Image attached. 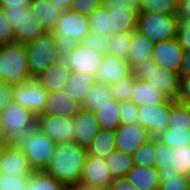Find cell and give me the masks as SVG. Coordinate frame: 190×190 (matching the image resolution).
<instances>
[{
    "instance_id": "obj_1",
    "label": "cell",
    "mask_w": 190,
    "mask_h": 190,
    "mask_svg": "<svg viewBox=\"0 0 190 190\" xmlns=\"http://www.w3.org/2000/svg\"><path fill=\"white\" fill-rule=\"evenodd\" d=\"M87 155L86 148L77 142L59 143L44 171L68 188L80 182Z\"/></svg>"
},
{
    "instance_id": "obj_2",
    "label": "cell",
    "mask_w": 190,
    "mask_h": 190,
    "mask_svg": "<svg viewBox=\"0 0 190 190\" xmlns=\"http://www.w3.org/2000/svg\"><path fill=\"white\" fill-rule=\"evenodd\" d=\"M7 145L22 150L33 171H44L54 154L57 144L43 134L36 123L28 130L13 134L7 141Z\"/></svg>"
},
{
    "instance_id": "obj_3",
    "label": "cell",
    "mask_w": 190,
    "mask_h": 190,
    "mask_svg": "<svg viewBox=\"0 0 190 190\" xmlns=\"http://www.w3.org/2000/svg\"><path fill=\"white\" fill-rule=\"evenodd\" d=\"M28 63L26 44L0 45V81L13 85L30 79Z\"/></svg>"
},
{
    "instance_id": "obj_4",
    "label": "cell",
    "mask_w": 190,
    "mask_h": 190,
    "mask_svg": "<svg viewBox=\"0 0 190 190\" xmlns=\"http://www.w3.org/2000/svg\"><path fill=\"white\" fill-rule=\"evenodd\" d=\"M131 69L136 79L144 80L155 89L160 90L168 98L176 100L180 84L178 72L163 69L156 65L152 59L146 60L143 63H137Z\"/></svg>"
},
{
    "instance_id": "obj_5",
    "label": "cell",
    "mask_w": 190,
    "mask_h": 190,
    "mask_svg": "<svg viewBox=\"0 0 190 190\" xmlns=\"http://www.w3.org/2000/svg\"><path fill=\"white\" fill-rule=\"evenodd\" d=\"M179 24L177 15L138 13L136 30L156 44L177 38Z\"/></svg>"
},
{
    "instance_id": "obj_6",
    "label": "cell",
    "mask_w": 190,
    "mask_h": 190,
    "mask_svg": "<svg viewBox=\"0 0 190 190\" xmlns=\"http://www.w3.org/2000/svg\"><path fill=\"white\" fill-rule=\"evenodd\" d=\"M26 50L31 78H36L51 64L60 59L55 38L51 32H46L37 40L26 44Z\"/></svg>"
},
{
    "instance_id": "obj_7",
    "label": "cell",
    "mask_w": 190,
    "mask_h": 190,
    "mask_svg": "<svg viewBox=\"0 0 190 190\" xmlns=\"http://www.w3.org/2000/svg\"><path fill=\"white\" fill-rule=\"evenodd\" d=\"M3 10L7 20L13 26L14 42L28 44L47 32L29 7Z\"/></svg>"
},
{
    "instance_id": "obj_8",
    "label": "cell",
    "mask_w": 190,
    "mask_h": 190,
    "mask_svg": "<svg viewBox=\"0 0 190 190\" xmlns=\"http://www.w3.org/2000/svg\"><path fill=\"white\" fill-rule=\"evenodd\" d=\"M102 5L108 9L112 34L136 30L138 6L132 0H102Z\"/></svg>"
},
{
    "instance_id": "obj_9",
    "label": "cell",
    "mask_w": 190,
    "mask_h": 190,
    "mask_svg": "<svg viewBox=\"0 0 190 190\" xmlns=\"http://www.w3.org/2000/svg\"><path fill=\"white\" fill-rule=\"evenodd\" d=\"M12 94L14 101L27 108L36 116L42 113L49 95L48 91L36 78L13 84Z\"/></svg>"
},
{
    "instance_id": "obj_10",
    "label": "cell",
    "mask_w": 190,
    "mask_h": 190,
    "mask_svg": "<svg viewBox=\"0 0 190 190\" xmlns=\"http://www.w3.org/2000/svg\"><path fill=\"white\" fill-rule=\"evenodd\" d=\"M0 122L8 141L13 134L32 128L37 123V116L12 100L0 112Z\"/></svg>"
},
{
    "instance_id": "obj_11",
    "label": "cell",
    "mask_w": 190,
    "mask_h": 190,
    "mask_svg": "<svg viewBox=\"0 0 190 190\" xmlns=\"http://www.w3.org/2000/svg\"><path fill=\"white\" fill-rule=\"evenodd\" d=\"M174 102L175 100L168 98L165 102L138 107V123L153 137L158 136L168 127L170 106Z\"/></svg>"
},
{
    "instance_id": "obj_12",
    "label": "cell",
    "mask_w": 190,
    "mask_h": 190,
    "mask_svg": "<svg viewBox=\"0 0 190 190\" xmlns=\"http://www.w3.org/2000/svg\"><path fill=\"white\" fill-rule=\"evenodd\" d=\"M90 25L88 16L81 15L71 9L63 11L51 32L53 35H61L81 43L89 34Z\"/></svg>"
},
{
    "instance_id": "obj_13",
    "label": "cell",
    "mask_w": 190,
    "mask_h": 190,
    "mask_svg": "<svg viewBox=\"0 0 190 190\" xmlns=\"http://www.w3.org/2000/svg\"><path fill=\"white\" fill-rule=\"evenodd\" d=\"M114 133L116 150L130 155L153 137L139 123L121 124Z\"/></svg>"
},
{
    "instance_id": "obj_14",
    "label": "cell",
    "mask_w": 190,
    "mask_h": 190,
    "mask_svg": "<svg viewBox=\"0 0 190 190\" xmlns=\"http://www.w3.org/2000/svg\"><path fill=\"white\" fill-rule=\"evenodd\" d=\"M105 54L95 52L82 43L63 60L71 71L88 73L96 76Z\"/></svg>"
},
{
    "instance_id": "obj_15",
    "label": "cell",
    "mask_w": 190,
    "mask_h": 190,
    "mask_svg": "<svg viewBox=\"0 0 190 190\" xmlns=\"http://www.w3.org/2000/svg\"><path fill=\"white\" fill-rule=\"evenodd\" d=\"M184 49L178 38L156 43L153 49L152 61L163 69L179 73L183 60Z\"/></svg>"
},
{
    "instance_id": "obj_16",
    "label": "cell",
    "mask_w": 190,
    "mask_h": 190,
    "mask_svg": "<svg viewBox=\"0 0 190 190\" xmlns=\"http://www.w3.org/2000/svg\"><path fill=\"white\" fill-rule=\"evenodd\" d=\"M39 130L54 143L73 142L71 118L59 116H37Z\"/></svg>"
},
{
    "instance_id": "obj_17",
    "label": "cell",
    "mask_w": 190,
    "mask_h": 190,
    "mask_svg": "<svg viewBox=\"0 0 190 190\" xmlns=\"http://www.w3.org/2000/svg\"><path fill=\"white\" fill-rule=\"evenodd\" d=\"M131 74L132 69L127 61L113 55L105 54L102 64L97 71L96 80L99 83L111 86Z\"/></svg>"
},
{
    "instance_id": "obj_18",
    "label": "cell",
    "mask_w": 190,
    "mask_h": 190,
    "mask_svg": "<svg viewBox=\"0 0 190 190\" xmlns=\"http://www.w3.org/2000/svg\"><path fill=\"white\" fill-rule=\"evenodd\" d=\"M114 177L110 173L106 160L87 155L81 173L80 182L90 187L110 185Z\"/></svg>"
},
{
    "instance_id": "obj_19",
    "label": "cell",
    "mask_w": 190,
    "mask_h": 190,
    "mask_svg": "<svg viewBox=\"0 0 190 190\" xmlns=\"http://www.w3.org/2000/svg\"><path fill=\"white\" fill-rule=\"evenodd\" d=\"M71 125H73V141L85 148L100 130L94 113L82 108L74 118H71Z\"/></svg>"
},
{
    "instance_id": "obj_20",
    "label": "cell",
    "mask_w": 190,
    "mask_h": 190,
    "mask_svg": "<svg viewBox=\"0 0 190 190\" xmlns=\"http://www.w3.org/2000/svg\"><path fill=\"white\" fill-rule=\"evenodd\" d=\"M81 105L63 91L49 93L42 113L38 116H59L74 118Z\"/></svg>"
},
{
    "instance_id": "obj_21",
    "label": "cell",
    "mask_w": 190,
    "mask_h": 190,
    "mask_svg": "<svg viewBox=\"0 0 190 190\" xmlns=\"http://www.w3.org/2000/svg\"><path fill=\"white\" fill-rule=\"evenodd\" d=\"M33 172L25 153L6 145L0 158V173L8 176H31Z\"/></svg>"
},
{
    "instance_id": "obj_22",
    "label": "cell",
    "mask_w": 190,
    "mask_h": 190,
    "mask_svg": "<svg viewBox=\"0 0 190 190\" xmlns=\"http://www.w3.org/2000/svg\"><path fill=\"white\" fill-rule=\"evenodd\" d=\"M71 69L63 59L51 64L43 73L36 77L48 93L63 91L67 85Z\"/></svg>"
},
{
    "instance_id": "obj_23",
    "label": "cell",
    "mask_w": 190,
    "mask_h": 190,
    "mask_svg": "<svg viewBox=\"0 0 190 190\" xmlns=\"http://www.w3.org/2000/svg\"><path fill=\"white\" fill-rule=\"evenodd\" d=\"M96 82V76L88 73L71 71L63 93H67L70 98L74 99L82 106L86 101L90 88Z\"/></svg>"
},
{
    "instance_id": "obj_24",
    "label": "cell",
    "mask_w": 190,
    "mask_h": 190,
    "mask_svg": "<svg viewBox=\"0 0 190 190\" xmlns=\"http://www.w3.org/2000/svg\"><path fill=\"white\" fill-rule=\"evenodd\" d=\"M136 190H159L158 169L134 165L125 176Z\"/></svg>"
},
{
    "instance_id": "obj_25",
    "label": "cell",
    "mask_w": 190,
    "mask_h": 190,
    "mask_svg": "<svg viewBox=\"0 0 190 190\" xmlns=\"http://www.w3.org/2000/svg\"><path fill=\"white\" fill-rule=\"evenodd\" d=\"M29 9L47 32L53 31L63 13L62 9L55 7L47 0H30Z\"/></svg>"
},
{
    "instance_id": "obj_26",
    "label": "cell",
    "mask_w": 190,
    "mask_h": 190,
    "mask_svg": "<svg viewBox=\"0 0 190 190\" xmlns=\"http://www.w3.org/2000/svg\"><path fill=\"white\" fill-rule=\"evenodd\" d=\"M154 43L138 30H134L130 42L127 62L131 68L137 63L152 59Z\"/></svg>"
},
{
    "instance_id": "obj_27",
    "label": "cell",
    "mask_w": 190,
    "mask_h": 190,
    "mask_svg": "<svg viewBox=\"0 0 190 190\" xmlns=\"http://www.w3.org/2000/svg\"><path fill=\"white\" fill-rule=\"evenodd\" d=\"M168 97L152 85L135 78L133 89L131 90L130 101L138 107L165 102Z\"/></svg>"
},
{
    "instance_id": "obj_28",
    "label": "cell",
    "mask_w": 190,
    "mask_h": 190,
    "mask_svg": "<svg viewBox=\"0 0 190 190\" xmlns=\"http://www.w3.org/2000/svg\"><path fill=\"white\" fill-rule=\"evenodd\" d=\"M120 102L110 98L93 111L99 128L103 130H116L120 125Z\"/></svg>"
},
{
    "instance_id": "obj_29",
    "label": "cell",
    "mask_w": 190,
    "mask_h": 190,
    "mask_svg": "<svg viewBox=\"0 0 190 190\" xmlns=\"http://www.w3.org/2000/svg\"><path fill=\"white\" fill-rule=\"evenodd\" d=\"M86 150L88 155L106 159L116 150L114 131L100 129Z\"/></svg>"
},
{
    "instance_id": "obj_30",
    "label": "cell",
    "mask_w": 190,
    "mask_h": 190,
    "mask_svg": "<svg viewBox=\"0 0 190 190\" xmlns=\"http://www.w3.org/2000/svg\"><path fill=\"white\" fill-rule=\"evenodd\" d=\"M159 190H190L188 176L180 175L175 167L158 170Z\"/></svg>"
},
{
    "instance_id": "obj_31",
    "label": "cell",
    "mask_w": 190,
    "mask_h": 190,
    "mask_svg": "<svg viewBox=\"0 0 190 190\" xmlns=\"http://www.w3.org/2000/svg\"><path fill=\"white\" fill-rule=\"evenodd\" d=\"M105 160L114 178L125 177L134 166L132 155L118 150L113 151Z\"/></svg>"
},
{
    "instance_id": "obj_32",
    "label": "cell",
    "mask_w": 190,
    "mask_h": 190,
    "mask_svg": "<svg viewBox=\"0 0 190 190\" xmlns=\"http://www.w3.org/2000/svg\"><path fill=\"white\" fill-rule=\"evenodd\" d=\"M66 188L46 171H34L26 184L25 190H66Z\"/></svg>"
},
{
    "instance_id": "obj_33",
    "label": "cell",
    "mask_w": 190,
    "mask_h": 190,
    "mask_svg": "<svg viewBox=\"0 0 190 190\" xmlns=\"http://www.w3.org/2000/svg\"><path fill=\"white\" fill-rule=\"evenodd\" d=\"M110 98H112L110 86L104 83L96 82L90 88V92L86 97V101L81 106V108L93 112Z\"/></svg>"
},
{
    "instance_id": "obj_34",
    "label": "cell",
    "mask_w": 190,
    "mask_h": 190,
    "mask_svg": "<svg viewBox=\"0 0 190 190\" xmlns=\"http://www.w3.org/2000/svg\"><path fill=\"white\" fill-rule=\"evenodd\" d=\"M138 13L177 15L176 0H142L138 5Z\"/></svg>"
},
{
    "instance_id": "obj_35",
    "label": "cell",
    "mask_w": 190,
    "mask_h": 190,
    "mask_svg": "<svg viewBox=\"0 0 190 190\" xmlns=\"http://www.w3.org/2000/svg\"><path fill=\"white\" fill-rule=\"evenodd\" d=\"M133 32L112 34L107 41L108 54L127 61Z\"/></svg>"
},
{
    "instance_id": "obj_36",
    "label": "cell",
    "mask_w": 190,
    "mask_h": 190,
    "mask_svg": "<svg viewBox=\"0 0 190 190\" xmlns=\"http://www.w3.org/2000/svg\"><path fill=\"white\" fill-rule=\"evenodd\" d=\"M156 137L172 149L190 145V128L167 127Z\"/></svg>"
},
{
    "instance_id": "obj_37",
    "label": "cell",
    "mask_w": 190,
    "mask_h": 190,
    "mask_svg": "<svg viewBox=\"0 0 190 190\" xmlns=\"http://www.w3.org/2000/svg\"><path fill=\"white\" fill-rule=\"evenodd\" d=\"M88 19L90 32L107 37L112 35L110 16L106 7L101 5L91 16L88 17Z\"/></svg>"
},
{
    "instance_id": "obj_38",
    "label": "cell",
    "mask_w": 190,
    "mask_h": 190,
    "mask_svg": "<svg viewBox=\"0 0 190 190\" xmlns=\"http://www.w3.org/2000/svg\"><path fill=\"white\" fill-rule=\"evenodd\" d=\"M168 127L190 128V105L174 102L170 106Z\"/></svg>"
},
{
    "instance_id": "obj_39",
    "label": "cell",
    "mask_w": 190,
    "mask_h": 190,
    "mask_svg": "<svg viewBox=\"0 0 190 190\" xmlns=\"http://www.w3.org/2000/svg\"><path fill=\"white\" fill-rule=\"evenodd\" d=\"M133 164L137 166L154 167L155 159V137L140 146L132 154Z\"/></svg>"
},
{
    "instance_id": "obj_40",
    "label": "cell",
    "mask_w": 190,
    "mask_h": 190,
    "mask_svg": "<svg viewBox=\"0 0 190 190\" xmlns=\"http://www.w3.org/2000/svg\"><path fill=\"white\" fill-rule=\"evenodd\" d=\"M171 165L180 175L190 177V145L176 147L171 150Z\"/></svg>"
},
{
    "instance_id": "obj_41",
    "label": "cell",
    "mask_w": 190,
    "mask_h": 190,
    "mask_svg": "<svg viewBox=\"0 0 190 190\" xmlns=\"http://www.w3.org/2000/svg\"><path fill=\"white\" fill-rule=\"evenodd\" d=\"M134 81L135 77L131 74L130 76L120 80L118 83L112 84L110 86L112 98L119 102L130 100Z\"/></svg>"
},
{
    "instance_id": "obj_42",
    "label": "cell",
    "mask_w": 190,
    "mask_h": 190,
    "mask_svg": "<svg viewBox=\"0 0 190 190\" xmlns=\"http://www.w3.org/2000/svg\"><path fill=\"white\" fill-rule=\"evenodd\" d=\"M171 150L172 148L167 146L157 137H155V167L159 170L160 168H170L171 163Z\"/></svg>"
},
{
    "instance_id": "obj_43",
    "label": "cell",
    "mask_w": 190,
    "mask_h": 190,
    "mask_svg": "<svg viewBox=\"0 0 190 190\" xmlns=\"http://www.w3.org/2000/svg\"><path fill=\"white\" fill-rule=\"evenodd\" d=\"M30 176H8L0 173V190H25Z\"/></svg>"
},
{
    "instance_id": "obj_44",
    "label": "cell",
    "mask_w": 190,
    "mask_h": 190,
    "mask_svg": "<svg viewBox=\"0 0 190 190\" xmlns=\"http://www.w3.org/2000/svg\"><path fill=\"white\" fill-rule=\"evenodd\" d=\"M107 36H100L99 34L89 32V34L82 40V44L101 54H108Z\"/></svg>"
},
{
    "instance_id": "obj_45",
    "label": "cell",
    "mask_w": 190,
    "mask_h": 190,
    "mask_svg": "<svg viewBox=\"0 0 190 190\" xmlns=\"http://www.w3.org/2000/svg\"><path fill=\"white\" fill-rule=\"evenodd\" d=\"M121 124L138 123V106L130 100L120 102Z\"/></svg>"
},
{
    "instance_id": "obj_46",
    "label": "cell",
    "mask_w": 190,
    "mask_h": 190,
    "mask_svg": "<svg viewBox=\"0 0 190 190\" xmlns=\"http://www.w3.org/2000/svg\"><path fill=\"white\" fill-rule=\"evenodd\" d=\"M102 0H73L70 9L85 16H91L100 6Z\"/></svg>"
},
{
    "instance_id": "obj_47",
    "label": "cell",
    "mask_w": 190,
    "mask_h": 190,
    "mask_svg": "<svg viewBox=\"0 0 190 190\" xmlns=\"http://www.w3.org/2000/svg\"><path fill=\"white\" fill-rule=\"evenodd\" d=\"M55 38V43L58 51V57L60 59H64L67 57L79 44L74 39L61 36V35H53Z\"/></svg>"
},
{
    "instance_id": "obj_48",
    "label": "cell",
    "mask_w": 190,
    "mask_h": 190,
    "mask_svg": "<svg viewBox=\"0 0 190 190\" xmlns=\"http://www.w3.org/2000/svg\"><path fill=\"white\" fill-rule=\"evenodd\" d=\"M14 42L13 26L7 20L3 8H0V45Z\"/></svg>"
},
{
    "instance_id": "obj_49",
    "label": "cell",
    "mask_w": 190,
    "mask_h": 190,
    "mask_svg": "<svg viewBox=\"0 0 190 190\" xmlns=\"http://www.w3.org/2000/svg\"><path fill=\"white\" fill-rule=\"evenodd\" d=\"M177 38L184 50L190 49V20H179Z\"/></svg>"
},
{
    "instance_id": "obj_50",
    "label": "cell",
    "mask_w": 190,
    "mask_h": 190,
    "mask_svg": "<svg viewBox=\"0 0 190 190\" xmlns=\"http://www.w3.org/2000/svg\"><path fill=\"white\" fill-rule=\"evenodd\" d=\"M175 101L180 104L190 105V75L180 77L179 94Z\"/></svg>"
},
{
    "instance_id": "obj_51",
    "label": "cell",
    "mask_w": 190,
    "mask_h": 190,
    "mask_svg": "<svg viewBox=\"0 0 190 190\" xmlns=\"http://www.w3.org/2000/svg\"><path fill=\"white\" fill-rule=\"evenodd\" d=\"M12 100H13L12 85L0 81V112Z\"/></svg>"
},
{
    "instance_id": "obj_52",
    "label": "cell",
    "mask_w": 190,
    "mask_h": 190,
    "mask_svg": "<svg viewBox=\"0 0 190 190\" xmlns=\"http://www.w3.org/2000/svg\"><path fill=\"white\" fill-rule=\"evenodd\" d=\"M111 186L113 190H136L126 177L114 178L111 182Z\"/></svg>"
},
{
    "instance_id": "obj_53",
    "label": "cell",
    "mask_w": 190,
    "mask_h": 190,
    "mask_svg": "<svg viewBox=\"0 0 190 190\" xmlns=\"http://www.w3.org/2000/svg\"><path fill=\"white\" fill-rule=\"evenodd\" d=\"M30 0H0V8L13 9L16 7H29Z\"/></svg>"
},
{
    "instance_id": "obj_54",
    "label": "cell",
    "mask_w": 190,
    "mask_h": 190,
    "mask_svg": "<svg viewBox=\"0 0 190 190\" xmlns=\"http://www.w3.org/2000/svg\"><path fill=\"white\" fill-rule=\"evenodd\" d=\"M190 75V49L184 50L183 60L179 69V77Z\"/></svg>"
},
{
    "instance_id": "obj_55",
    "label": "cell",
    "mask_w": 190,
    "mask_h": 190,
    "mask_svg": "<svg viewBox=\"0 0 190 190\" xmlns=\"http://www.w3.org/2000/svg\"><path fill=\"white\" fill-rule=\"evenodd\" d=\"M177 17L179 20H190V0L178 4Z\"/></svg>"
},
{
    "instance_id": "obj_56",
    "label": "cell",
    "mask_w": 190,
    "mask_h": 190,
    "mask_svg": "<svg viewBox=\"0 0 190 190\" xmlns=\"http://www.w3.org/2000/svg\"><path fill=\"white\" fill-rule=\"evenodd\" d=\"M48 2L65 11L70 9L73 0H48Z\"/></svg>"
},
{
    "instance_id": "obj_57",
    "label": "cell",
    "mask_w": 190,
    "mask_h": 190,
    "mask_svg": "<svg viewBox=\"0 0 190 190\" xmlns=\"http://www.w3.org/2000/svg\"><path fill=\"white\" fill-rule=\"evenodd\" d=\"M66 190H88V185H84L81 182L71 185Z\"/></svg>"
},
{
    "instance_id": "obj_58",
    "label": "cell",
    "mask_w": 190,
    "mask_h": 190,
    "mask_svg": "<svg viewBox=\"0 0 190 190\" xmlns=\"http://www.w3.org/2000/svg\"><path fill=\"white\" fill-rule=\"evenodd\" d=\"M88 190H113L111 184L106 186H98V187H90L88 186Z\"/></svg>"
},
{
    "instance_id": "obj_59",
    "label": "cell",
    "mask_w": 190,
    "mask_h": 190,
    "mask_svg": "<svg viewBox=\"0 0 190 190\" xmlns=\"http://www.w3.org/2000/svg\"><path fill=\"white\" fill-rule=\"evenodd\" d=\"M0 142H7L4 133H3V128H2V124L0 122Z\"/></svg>"
},
{
    "instance_id": "obj_60",
    "label": "cell",
    "mask_w": 190,
    "mask_h": 190,
    "mask_svg": "<svg viewBox=\"0 0 190 190\" xmlns=\"http://www.w3.org/2000/svg\"><path fill=\"white\" fill-rule=\"evenodd\" d=\"M6 145H7V142H0V158Z\"/></svg>"
},
{
    "instance_id": "obj_61",
    "label": "cell",
    "mask_w": 190,
    "mask_h": 190,
    "mask_svg": "<svg viewBox=\"0 0 190 190\" xmlns=\"http://www.w3.org/2000/svg\"><path fill=\"white\" fill-rule=\"evenodd\" d=\"M132 1L138 6L142 0H132Z\"/></svg>"
},
{
    "instance_id": "obj_62",
    "label": "cell",
    "mask_w": 190,
    "mask_h": 190,
    "mask_svg": "<svg viewBox=\"0 0 190 190\" xmlns=\"http://www.w3.org/2000/svg\"><path fill=\"white\" fill-rule=\"evenodd\" d=\"M185 0H176V2L178 3V4H180V3H182V2H184Z\"/></svg>"
}]
</instances>
